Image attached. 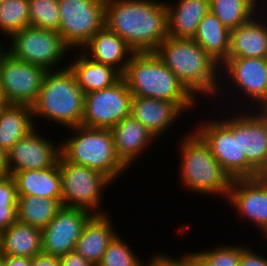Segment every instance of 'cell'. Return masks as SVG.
<instances>
[{
	"mask_svg": "<svg viewBox=\"0 0 267 266\" xmlns=\"http://www.w3.org/2000/svg\"><path fill=\"white\" fill-rule=\"evenodd\" d=\"M189 266H212V264L199 252H188Z\"/></svg>",
	"mask_w": 267,
	"mask_h": 266,
	"instance_id": "42",
	"label": "cell"
},
{
	"mask_svg": "<svg viewBox=\"0 0 267 266\" xmlns=\"http://www.w3.org/2000/svg\"><path fill=\"white\" fill-rule=\"evenodd\" d=\"M36 130L37 127L6 153V175H12L21 170L45 169L58 162L61 144H54L49 137H43Z\"/></svg>",
	"mask_w": 267,
	"mask_h": 266,
	"instance_id": "15",
	"label": "cell"
},
{
	"mask_svg": "<svg viewBox=\"0 0 267 266\" xmlns=\"http://www.w3.org/2000/svg\"><path fill=\"white\" fill-rule=\"evenodd\" d=\"M0 250L3 255L33 258L42 252V230L16 221L1 232Z\"/></svg>",
	"mask_w": 267,
	"mask_h": 266,
	"instance_id": "27",
	"label": "cell"
},
{
	"mask_svg": "<svg viewBox=\"0 0 267 266\" xmlns=\"http://www.w3.org/2000/svg\"><path fill=\"white\" fill-rule=\"evenodd\" d=\"M28 26L29 0H0V34L9 38Z\"/></svg>",
	"mask_w": 267,
	"mask_h": 266,
	"instance_id": "31",
	"label": "cell"
},
{
	"mask_svg": "<svg viewBox=\"0 0 267 266\" xmlns=\"http://www.w3.org/2000/svg\"><path fill=\"white\" fill-rule=\"evenodd\" d=\"M155 52L197 100L218 98L221 64L195 40L168 36Z\"/></svg>",
	"mask_w": 267,
	"mask_h": 266,
	"instance_id": "2",
	"label": "cell"
},
{
	"mask_svg": "<svg viewBox=\"0 0 267 266\" xmlns=\"http://www.w3.org/2000/svg\"><path fill=\"white\" fill-rule=\"evenodd\" d=\"M260 1L262 2L263 0H260ZM266 1H267V0H264L263 3H267ZM265 5H267V4H265ZM266 8H267V7H266Z\"/></svg>",
	"mask_w": 267,
	"mask_h": 266,
	"instance_id": "48",
	"label": "cell"
},
{
	"mask_svg": "<svg viewBox=\"0 0 267 266\" xmlns=\"http://www.w3.org/2000/svg\"><path fill=\"white\" fill-rule=\"evenodd\" d=\"M1 41V40H0ZM4 48L3 43L0 42V51Z\"/></svg>",
	"mask_w": 267,
	"mask_h": 266,
	"instance_id": "47",
	"label": "cell"
},
{
	"mask_svg": "<svg viewBox=\"0 0 267 266\" xmlns=\"http://www.w3.org/2000/svg\"><path fill=\"white\" fill-rule=\"evenodd\" d=\"M8 39L11 44H8L9 48L7 46L3 49L17 60L40 65L47 70H58L68 66L60 64L64 63L62 61H65V55L72 50L55 30L28 26L15 32Z\"/></svg>",
	"mask_w": 267,
	"mask_h": 266,
	"instance_id": "8",
	"label": "cell"
},
{
	"mask_svg": "<svg viewBox=\"0 0 267 266\" xmlns=\"http://www.w3.org/2000/svg\"><path fill=\"white\" fill-rule=\"evenodd\" d=\"M75 55V60L68 63V67L74 73L76 82L84 94L110 87L122 77L113 67L93 61L82 51Z\"/></svg>",
	"mask_w": 267,
	"mask_h": 266,
	"instance_id": "25",
	"label": "cell"
},
{
	"mask_svg": "<svg viewBox=\"0 0 267 266\" xmlns=\"http://www.w3.org/2000/svg\"><path fill=\"white\" fill-rule=\"evenodd\" d=\"M62 207V199L18 196L17 221L42 230Z\"/></svg>",
	"mask_w": 267,
	"mask_h": 266,
	"instance_id": "29",
	"label": "cell"
},
{
	"mask_svg": "<svg viewBox=\"0 0 267 266\" xmlns=\"http://www.w3.org/2000/svg\"><path fill=\"white\" fill-rule=\"evenodd\" d=\"M132 97L123 77L110 87L85 94L81 126L113 128L130 115Z\"/></svg>",
	"mask_w": 267,
	"mask_h": 266,
	"instance_id": "12",
	"label": "cell"
},
{
	"mask_svg": "<svg viewBox=\"0 0 267 266\" xmlns=\"http://www.w3.org/2000/svg\"><path fill=\"white\" fill-rule=\"evenodd\" d=\"M84 98L85 94L68 66L48 70L38 98L32 105L34 120L36 117L46 118L47 121L51 120L68 130L79 126L84 113Z\"/></svg>",
	"mask_w": 267,
	"mask_h": 266,
	"instance_id": "5",
	"label": "cell"
},
{
	"mask_svg": "<svg viewBox=\"0 0 267 266\" xmlns=\"http://www.w3.org/2000/svg\"><path fill=\"white\" fill-rule=\"evenodd\" d=\"M30 266H61L60 257L41 252L31 258Z\"/></svg>",
	"mask_w": 267,
	"mask_h": 266,
	"instance_id": "40",
	"label": "cell"
},
{
	"mask_svg": "<svg viewBox=\"0 0 267 266\" xmlns=\"http://www.w3.org/2000/svg\"><path fill=\"white\" fill-rule=\"evenodd\" d=\"M190 132L179 139L180 183L187 191L227 199L233 179L218 163L202 136L195 129Z\"/></svg>",
	"mask_w": 267,
	"mask_h": 266,
	"instance_id": "4",
	"label": "cell"
},
{
	"mask_svg": "<svg viewBox=\"0 0 267 266\" xmlns=\"http://www.w3.org/2000/svg\"><path fill=\"white\" fill-rule=\"evenodd\" d=\"M3 261H4V255L2 254L0 250V266H3Z\"/></svg>",
	"mask_w": 267,
	"mask_h": 266,
	"instance_id": "44",
	"label": "cell"
},
{
	"mask_svg": "<svg viewBox=\"0 0 267 266\" xmlns=\"http://www.w3.org/2000/svg\"><path fill=\"white\" fill-rule=\"evenodd\" d=\"M249 246L242 245V253L239 260V266H267V257L260 256Z\"/></svg>",
	"mask_w": 267,
	"mask_h": 266,
	"instance_id": "37",
	"label": "cell"
},
{
	"mask_svg": "<svg viewBox=\"0 0 267 266\" xmlns=\"http://www.w3.org/2000/svg\"><path fill=\"white\" fill-rule=\"evenodd\" d=\"M259 1L260 0H210V10L222 24L231 31L248 22L259 11L265 8V4ZM258 4H261V6L259 7Z\"/></svg>",
	"mask_w": 267,
	"mask_h": 266,
	"instance_id": "30",
	"label": "cell"
},
{
	"mask_svg": "<svg viewBox=\"0 0 267 266\" xmlns=\"http://www.w3.org/2000/svg\"><path fill=\"white\" fill-rule=\"evenodd\" d=\"M110 130L116 154L127 168H131V164H134L137 158H141L142 153L157 141L154 135L131 115Z\"/></svg>",
	"mask_w": 267,
	"mask_h": 266,
	"instance_id": "21",
	"label": "cell"
},
{
	"mask_svg": "<svg viewBox=\"0 0 267 266\" xmlns=\"http://www.w3.org/2000/svg\"><path fill=\"white\" fill-rule=\"evenodd\" d=\"M122 77L133 96L175 102L185 113L198 105L156 52H134Z\"/></svg>",
	"mask_w": 267,
	"mask_h": 266,
	"instance_id": "3",
	"label": "cell"
},
{
	"mask_svg": "<svg viewBox=\"0 0 267 266\" xmlns=\"http://www.w3.org/2000/svg\"><path fill=\"white\" fill-rule=\"evenodd\" d=\"M18 194L14 178L11 175H0V205H17Z\"/></svg>",
	"mask_w": 267,
	"mask_h": 266,
	"instance_id": "35",
	"label": "cell"
},
{
	"mask_svg": "<svg viewBox=\"0 0 267 266\" xmlns=\"http://www.w3.org/2000/svg\"><path fill=\"white\" fill-rule=\"evenodd\" d=\"M168 36L192 39L210 10V0H177L166 3Z\"/></svg>",
	"mask_w": 267,
	"mask_h": 266,
	"instance_id": "23",
	"label": "cell"
},
{
	"mask_svg": "<svg viewBox=\"0 0 267 266\" xmlns=\"http://www.w3.org/2000/svg\"><path fill=\"white\" fill-rule=\"evenodd\" d=\"M226 200L241 219H247L267 237V175L233 179Z\"/></svg>",
	"mask_w": 267,
	"mask_h": 266,
	"instance_id": "16",
	"label": "cell"
},
{
	"mask_svg": "<svg viewBox=\"0 0 267 266\" xmlns=\"http://www.w3.org/2000/svg\"><path fill=\"white\" fill-rule=\"evenodd\" d=\"M179 256L181 257L173 258L170 255L168 256L166 253H157L148 260V263L145 262L144 266H189L188 251L187 253Z\"/></svg>",
	"mask_w": 267,
	"mask_h": 266,
	"instance_id": "36",
	"label": "cell"
},
{
	"mask_svg": "<svg viewBox=\"0 0 267 266\" xmlns=\"http://www.w3.org/2000/svg\"><path fill=\"white\" fill-rule=\"evenodd\" d=\"M81 49L93 61L111 66L121 75L134 53L124 39L105 25Z\"/></svg>",
	"mask_w": 267,
	"mask_h": 266,
	"instance_id": "19",
	"label": "cell"
},
{
	"mask_svg": "<svg viewBox=\"0 0 267 266\" xmlns=\"http://www.w3.org/2000/svg\"><path fill=\"white\" fill-rule=\"evenodd\" d=\"M220 82L218 93H223L221 90L225 85V89L232 91L237 90L238 93H232L242 95L246 102L247 109L254 108L252 110H265L267 109V59L266 58H227L220 67ZM225 78V79H224ZM227 79V80H226ZM229 80V81H228ZM226 83H225V82ZM228 81V82H227ZM231 84H230V83ZM233 85V87H232ZM235 87V88H234ZM237 88V89H236ZM234 89V90H233ZM247 97V98H246ZM254 102V103H253ZM257 103V104H256ZM255 104V105H254ZM251 105V106H248ZM257 105V106H256ZM255 106V107H254Z\"/></svg>",
	"mask_w": 267,
	"mask_h": 266,
	"instance_id": "9",
	"label": "cell"
},
{
	"mask_svg": "<svg viewBox=\"0 0 267 266\" xmlns=\"http://www.w3.org/2000/svg\"><path fill=\"white\" fill-rule=\"evenodd\" d=\"M47 71L43 66L17 60L2 49L0 83L6 103L32 106L38 98Z\"/></svg>",
	"mask_w": 267,
	"mask_h": 266,
	"instance_id": "13",
	"label": "cell"
},
{
	"mask_svg": "<svg viewBox=\"0 0 267 266\" xmlns=\"http://www.w3.org/2000/svg\"><path fill=\"white\" fill-rule=\"evenodd\" d=\"M6 152L0 147V175L5 174Z\"/></svg>",
	"mask_w": 267,
	"mask_h": 266,
	"instance_id": "43",
	"label": "cell"
},
{
	"mask_svg": "<svg viewBox=\"0 0 267 266\" xmlns=\"http://www.w3.org/2000/svg\"><path fill=\"white\" fill-rule=\"evenodd\" d=\"M256 111L243 108L239 113L240 157H246V178L267 175V113Z\"/></svg>",
	"mask_w": 267,
	"mask_h": 266,
	"instance_id": "14",
	"label": "cell"
},
{
	"mask_svg": "<svg viewBox=\"0 0 267 266\" xmlns=\"http://www.w3.org/2000/svg\"><path fill=\"white\" fill-rule=\"evenodd\" d=\"M104 22L134 52H155L168 37L166 1L105 0Z\"/></svg>",
	"mask_w": 267,
	"mask_h": 266,
	"instance_id": "1",
	"label": "cell"
},
{
	"mask_svg": "<svg viewBox=\"0 0 267 266\" xmlns=\"http://www.w3.org/2000/svg\"><path fill=\"white\" fill-rule=\"evenodd\" d=\"M11 176L14 178L18 196L33 195L62 199V177L59 161L52 167L21 170Z\"/></svg>",
	"mask_w": 267,
	"mask_h": 266,
	"instance_id": "24",
	"label": "cell"
},
{
	"mask_svg": "<svg viewBox=\"0 0 267 266\" xmlns=\"http://www.w3.org/2000/svg\"><path fill=\"white\" fill-rule=\"evenodd\" d=\"M61 266H94L76 251H70L60 256Z\"/></svg>",
	"mask_w": 267,
	"mask_h": 266,
	"instance_id": "39",
	"label": "cell"
},
{
	"mask_svg": "<svg viewBox=\"0 0 267 266\" xmlns=\"http://www.w3.org/2000/svg\"><path fill=\"white\" fill-rule=\"evenodd\" d=\"M17 221V205H0V233Z\"/></svg>",
	"mask_w": 267,
	"mask_h": 266,
	"instance_id": "38",
	"label": "cell"
},
{
	"mask_svg": "<svg viewBox=\"0 0 267 266\" xmlns=\"http://www.w3.org/2000/svg\"><path fill=\"white\" fill-rule=\"evenodd\" d=\"M182 113L185 115V112L175 102L149 97H132L130 115L150 131L157 140L166 134L164 132L175 124Z\"/></svg>",
	"mask_w": 267,
	"mask_h": 266,
	"instance_id": "18",
	"label": "cell"
},
{
	"mask_svg": "<svg viewBox=\"0 0 267 266\" xmlns=\"http://www.w3.org/2000/svg\"><path fill=\"white\" fill-rule=\"evenodd\" d=\"M212 266H239L242 244L237 246L219 245L212 249L199 251Z\"/></svg>",
	"mask_w": 267,
	"mask_h": 266,
	"instance_id": "34",
	"label": "cell"
},
{
	"mask_svg": "<svg viewBox=\"0 0 267 266\" xmlns=\"http://www.w3.org/2000/svg\"><path fill=\"white\" fill-rule=\"evenodd\" d=\"M29 20L32 27L58 31V0H29Z\"/></svg>",
	"mask_w": 267,
	"mask_h": 266,
	"instance_id": "32",
	"label": "cell"
},
{
	"mask_svg": "<svg viewBox=\"0 0 267 266\" xmlns=\"http://www.w3.org/2000/svg\"><path fill=\"white\" fill-rule=\"evenodd\" d=\"M58 5L60 26L57 32L72 50H81L105 25V0H58Z\"/></svg>",
	"mask_w": 267,
	"mask_h": 266,
	"instance_id": "11",
	"label": "cell"
},
{
	"mask_svg": "<svg viewBox=\"0 0 267 266\" xmlns=\"http://www.w3.org/2000/svg\"><path fill=\"white\" fill-rule=\"evenodd\" d=\"M0 101H5V98L2 93L1 83H0Z\"/></svg>",
	"mask_w": 267,
	"mask_h": 266,
	"instance_id": "45",
	"label": "cell"
},
{
	"mask_svg": "<svg viewBox=\"0 0 267 266\" xmlns=\"http://www.w3.org/2000/svg\"><path fill=\"white\" fill-rule=\"evenodd\" d=\"M261 12L262 10L248 22L230 31L227 58L267 57V10Z\"/></svg>",
	"mask_w": 267,
	"mask_h": 266,
	"instance_id": "20",
	"label": "cell"
},
{
	"mask_svg": "<svg viewBox=\"0 0 267 266\" xmlns=\"http://www.w3.org/2000/svg\"><path fill=\"white\" fill-rule=\"evenodd\" d=\"M69 129L72 136L61 143V155L67 161L95 169L113 182L128 169L116 154L110 129L81 125Z\"/></svg>",
	"mask_w": 267,
	"mask_h": 266,
	"instance_id": "6",
	"label": "cell"
},
{
	"mask_svg": "<svg viewBox=\"0 0 267 266\" xmlns=\"http://www.w3.org/2000/svg\"><path fill=\"white\" fill-rule=\"evenodd\" d=\"M31 258L4 255L3 266H30Z\"/></svg>",
	"mask_w": 267,
	"mask_h": 266,
	"instance_id": "41",
	"label": "cell"
},
{
	"mask_svg": "<svg viewBox=\"0 0 267 266\" xmlns=\"http://www.w3.org/2000/svg\"><path fill=\"white\" fill-rule=\"evenodd\" d=\"M192 39L220 64L227 59L230 49V30L211 10L200 21Z\"/></svg>",
	"mask_w": 267,
	"mask_h": 266,
	"instance_id": "28",
	"label": "cell"
},
{
	"mask_svg": "<svg viewBox=\"0 0 267 266\" xmlns=\"http://www.w3.org/2000/svg\"><path fill=\"white\" fill-rule=\"evenodd\" d=\"M92 215L85 209L62 207L42 229V252L60 257L74 251L82 229Z\"/></svg>",
	"mask_w": 267,
	"mask_h": 266,
	"instance_id": "17",
	"label": "cell"
},
{
	"mask_svg": "<svg viewBox=\"0 0 267 266\" xmlns=\"http://www.w3.org/2000/svg\"><path fill=\"white\" fill-rule=\"evenodd\" d=\"M32 106L5 104L0 109V147L8 152L36 127Z\"/></svg>",
	"mask_w": 267,
	"mask_h": 266,
	"instance_id": "26",
	"label": "cell"
},
{
	"mask_svg": "<svg viewBox=\"0 0 267 266\" xmlns=\"http://www.w3.org/2000/svg\"><path fill=\"white\" fill-rule=\"evenodd\" d=\"M230 114L228 118L223 115V120L214 117L212 121H203L193 129L208 143L212 154L232 179L246 178V157H240L239 112Z\"/></svg>",
	"mask_w": 267,
	"mask_h": 266,
	"instance_id": "10",
	"label": "cell"
},
{
	"mask_svg": "<svg viewBox=\"0 0 267 266\" xmlns=\"http://www.w3.org/2000/svg\"><path fill=\"white\" fill-rule=\"evenodd\" d=\"M58 161L62 177V206L85 209L92 214L108 213L101 210V199L113 182L95 169L70 163L62 155Z\"/></svg>",
	"mask_w": 267,
	"mask_h": 266,
	"instance_id": "7",
	"label": "cell"
},
{
	"mask_svg": "<svg viewBox=\"0 0 267 266\" xmlns=\"http://www.w3.org/2000/svg\"><path fill=\"white\" fill-rule=\"evenodd\" d=\"M7 104L6 101H0V109L3 105Z\"/></svg>",
	"mask_w": 267,
	"mask_h": 266,
	"instance_id": "46",
	"label": "cell"
},
{
	"mask_svg": "<svg viewBox=\"0 0 267 266\" xmlns=\"http://www.w3.org/2000/svg\"><path fill=\"white\" fill-rule=\"evenodd\" d=\"M112 223L108 213L93 214L85 223L74 251L98 266L107 246L118 234Z\"/></svg>",
	"mask_w": 267,
	"mask_h": 266,
	"instance_id": "22",
	"label": "cell"
},
{
	"mask_svg": "<svg viewBox=\"0 0 267 266\" xmlns=\"http://www.w3.org/2000/svg\"><path fill=\"white\" fill-rule=\"evenodd\" d=\"M120 236L117 234L109 243L98 266H144L137 253Z\"/></svg>",
	"mask_w": 267,
	"mask_h": 266,
	"instance_id": "33",
	"label": "cell"
}]
</instances>
